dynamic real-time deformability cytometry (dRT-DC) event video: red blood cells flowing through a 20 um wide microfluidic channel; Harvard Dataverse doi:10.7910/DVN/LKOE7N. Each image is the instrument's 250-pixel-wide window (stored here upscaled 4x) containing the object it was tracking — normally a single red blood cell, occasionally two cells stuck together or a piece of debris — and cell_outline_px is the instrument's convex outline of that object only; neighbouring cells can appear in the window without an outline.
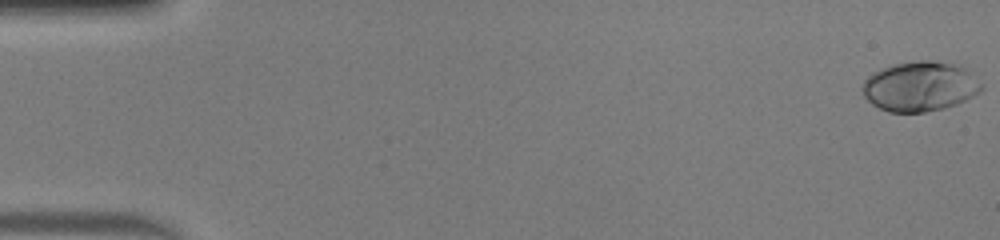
{"species": "human", "species_latin": "Homo sapiens", "temperature_condition": "warm", "stored_images_in_passage": 49, "camera_frame_rate_fps": 3000, "um_per_image_px": 0.085, "donor": {"sex": "male"}, "frame": {"image": 1, "passage_image": 1, "time_ms": 0.0, "image_size_px": [1000, 240], "cell_outline_px": [[984, 88], [980, 92], [956, 104], [944, 108], [924, 112], [888, 112], [872, 104], [864, 96], [864, 80], [872, 72], [896, 64], [916, 60], [932, 60], [960, 64], [984, 84]], "centroid_in_image_um": [78.24, 7.33], "position_along_channel_um": 6.8, "area_um2": 34.62}}
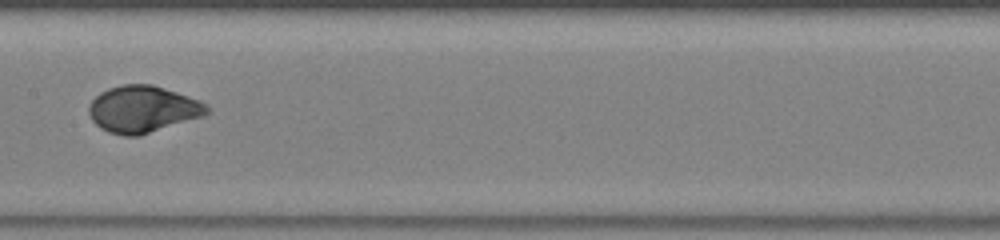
{"frame": {"image": 2, "passage_image": 26, "time_ms": 8.333, "image_size_px": [1000, 240], "cell_outline_px": [[212, 112], [204, 116], [140, 136], [124, 136], [108, 132], [100, 128], [92, 120], [88, 112], [88, 108], [92, 100], [100, 92], [108, 88], [120, 84], [152, 84], [200, 100], [208, 104], [212, 108]], "centroid_in_image_um": [12.17, 9.28], "position_along_channel_um": 195.2, "area_um2": 32.6}}
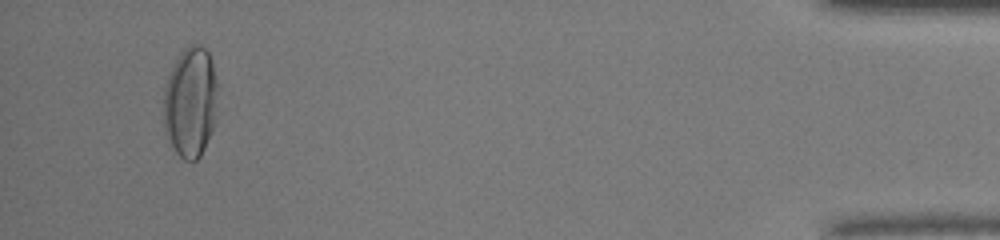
{"frame": {"image": 3, "passage_image": 47, "time_ms": 15.333, "image_size_px": [1000, 240], "cell_outline_px": [[216, 124], [200, 156], [196, 160], [184, 160], [168, 144], [164, 132], [164, 88], [168, 76], [176, 60], [184, 48], [188, 44], [200, 44], [208, 52], [212, 64], [216, 80]], "centroid_in_image_um": [16.18, 8.72], "position_along_channel_um": 419.0, "area_um2": 35.08}, "authors_computed_cell_mechanics": {"area_um2": 31.6744, "velocity_mm_per_s": 4.2448, "shape_relaxation_time_tau1_ms": 3.3886, "shape_relaxation_time_tau2_ms": null, "deformation_change_tau1": 0.2125, "deformation_change_tau2": null}}